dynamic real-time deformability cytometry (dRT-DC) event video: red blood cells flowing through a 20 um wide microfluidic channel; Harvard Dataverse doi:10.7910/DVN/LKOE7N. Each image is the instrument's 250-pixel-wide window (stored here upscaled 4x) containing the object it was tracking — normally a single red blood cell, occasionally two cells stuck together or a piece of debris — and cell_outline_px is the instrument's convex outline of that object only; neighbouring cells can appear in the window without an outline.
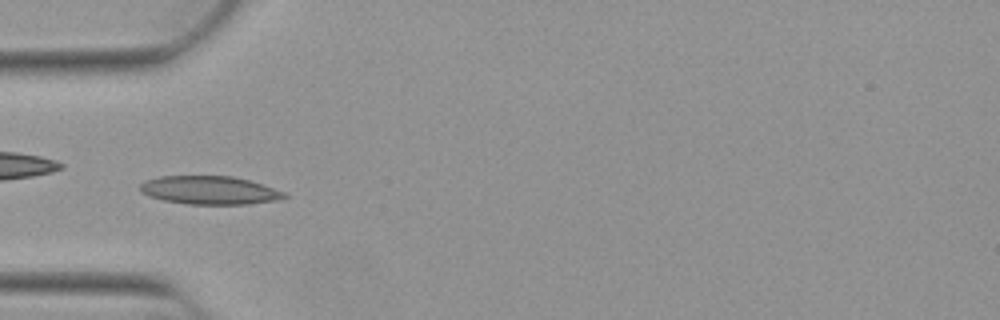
{"species": "Egyptian fruit bat (a non-hibernating species)", "species_latin": "Rousettus aegyptiacus", "temperature_condition": "warm", "stored_images_in_passage": 51, "camera_frame_rate_fps": 3000, "um_per_image_px": 0.085, "animal": {"sex": "female"}, "frame": {"image": 1, "passage_image": 16, "time_ms": 5.0, "image_size_px": [1000, 320], "cell_outline_px": [[288, 196], [272, 200], [248, 204], [184, 204], [164, 200], [140, 192], [140, 184], [144, 180], [160, 176], [232, 176], [248, 180], [288, 192]], "centroid_in_image_um": [17.8, 16.16], "position_along_channel_um": 67.2, "area_um2": 23.7}}
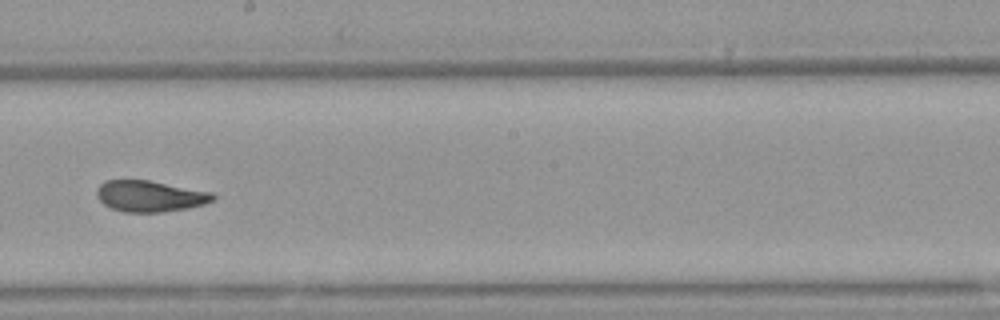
{"frame": {"image": 2, "passage_image": 29, "time_ms": 9.333, "image_size_px": [1000, 320], "cell_outline_px": [[216, 200], [204, 204], [188, 208], [160, 212], [124, 212], [112, 208], [104, 204], [96, 196], [96, 188], [104, 180], [148, 180], [212, 192], [216, 196]], "centroid_in_image_um": [12.74, 16.67], "position_along_channel_um": 235.5, "area_um2": 21.15}}
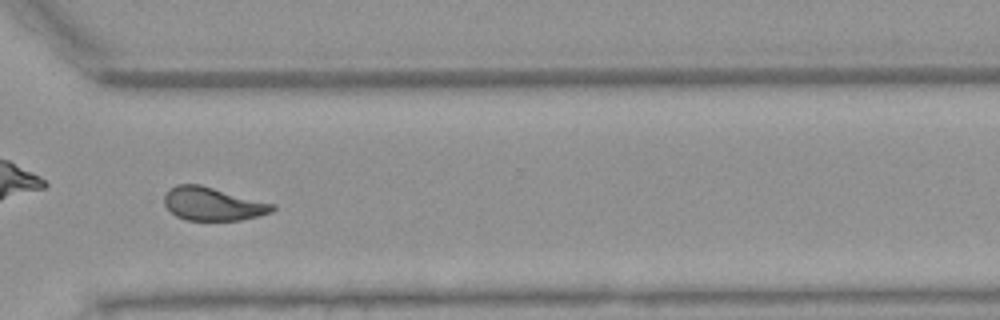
{"frame": {"image": 3, "passage_image": 38, "time_ms": 12.333, "image_size_px": [1000, 320], "cell_outline_px": [[276, 208], [272, 212], [240, 220], [188, 220], [176, 216], [164, 204], [164, 196], [168, 188], [176, 184], [200, 184], [276, 204]], "centroid_in_image_um": [18.08, 17.31], "position_along_channel_um": 352.5, "area_um2": 21.04}, "authors_computed_cell_mechanics": {"area_um2": 21.5594, "velocity_mm_per_s": 3.8949, "shape_relaxation_time_tau1_ms": 5.7547, "shape_relaxation_time_tau2_ms": 1.9974, "deformation_change_tau1": 0.1747, "deformation_change_tau2": 0.0763}}